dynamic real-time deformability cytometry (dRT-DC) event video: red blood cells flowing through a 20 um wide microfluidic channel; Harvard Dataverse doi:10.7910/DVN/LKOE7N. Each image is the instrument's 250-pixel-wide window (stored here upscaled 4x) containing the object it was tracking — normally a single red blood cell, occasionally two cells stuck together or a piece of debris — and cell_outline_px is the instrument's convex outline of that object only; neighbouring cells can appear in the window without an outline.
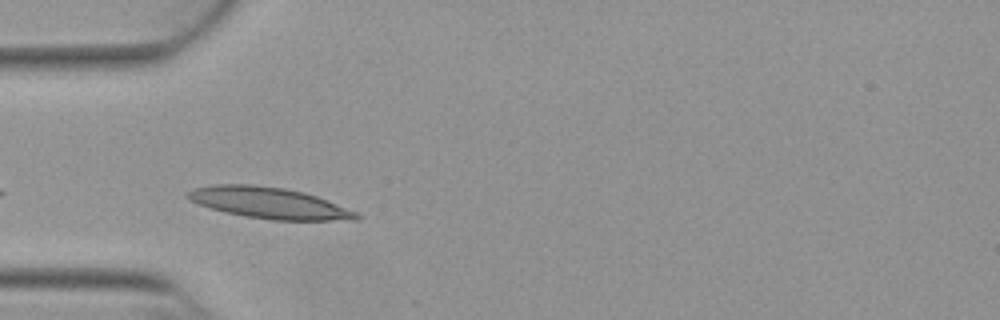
{"species": "Egyptian fruit bat (a non-hibernating species)", "species_latin": "Rousettus aegyptiacus", "temperature_condition": "warm", "stored_images_in_passage": 6, "camera_frame_rate_fps": 3000, "um_per_image_px": 0.085, "animal": {"sex": "female"}, "frame": {"image": 1, "passage_image": 2, "time_ms": 0.333, "image_size_px": [1000, 320], "cell_outline_px": [[360, 220], [272, 220], [244, 216], [224, 212], [188, 200], [184, 196], [192, 188], [212, 184], [252, 184], [284, 188], [304, 192], [316, 196], [356, 212], [360, 216]], "centroid_in_image_um": [22.82, 17.24], "position_along_channel_um": 62.2, "area_um2": 30.63}}
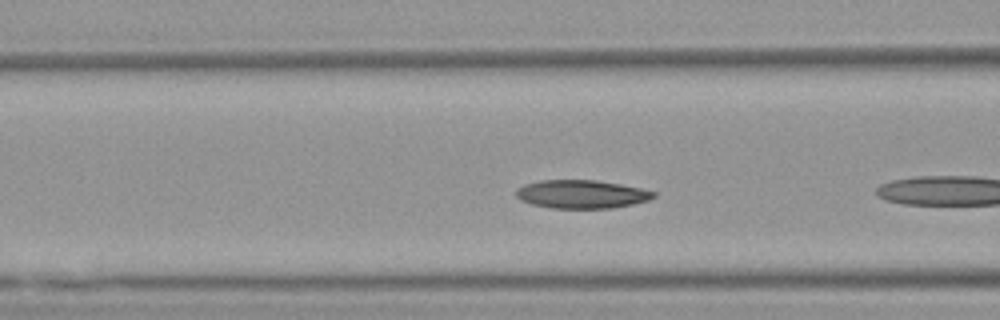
{"frame": {"image": 2, "passage_image": 4, "time_ms": 1.0, "image_size_px": [1000, 320], "cell_outline_px": [[656, 196], [648, 200], [632, 204], [612, 208], [552, 208], [532, 204], [520, 200], [516, 196], [516, 192], [524, 184], [540, 180], [596, 180], [620, 184], [640, 188], [656, 192]], "centroid_in_image_um": [49.44, 16.5], "position_along_channel_um": 117.2, "area_um2": 22.6}}